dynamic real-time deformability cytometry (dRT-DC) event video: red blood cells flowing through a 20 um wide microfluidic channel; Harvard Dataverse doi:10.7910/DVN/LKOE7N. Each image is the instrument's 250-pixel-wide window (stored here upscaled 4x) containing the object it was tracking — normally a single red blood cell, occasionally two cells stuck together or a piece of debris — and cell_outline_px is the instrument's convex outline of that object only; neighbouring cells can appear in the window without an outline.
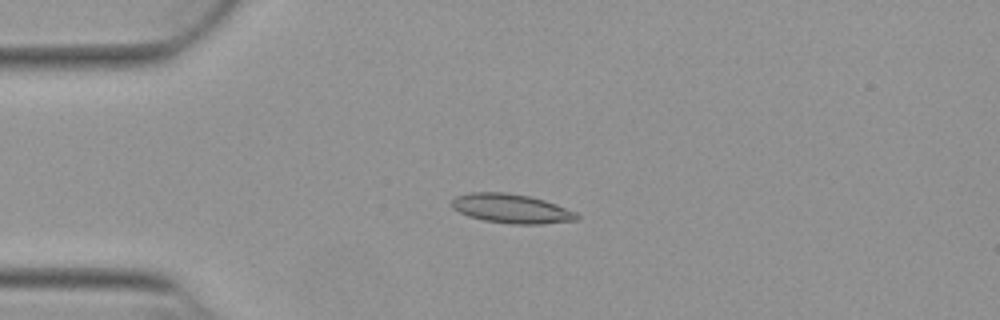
{"species": "Egyptian fruit bat (a non-hibernating species)", "species_latin": "Rousettus aegyptiacus", "temperature_condition": "warm", "stored_images_in_passage": 53, "camera_frame_rate_fps": 3000, "um_per_image_px": 0.085, "animal": {"sex": "female"}, "frame": {"image": 1, "passage_image": 13, "time_ms": 4.0, "image_size_px": [1000, 320], "cell_outline_px": [[580, 216], [576, 220], [540, 224], [508, 224], [484, 220], [468, 216], [452, 208], [452, 200], [456, 196], [468, 192], [508, 192], [532, 196], [556, 204], [576, 212]], "centroid_in_image_um": [43.46, 17.72], "position_along_channel_um": 41.5, "area_um2": 21.44}}
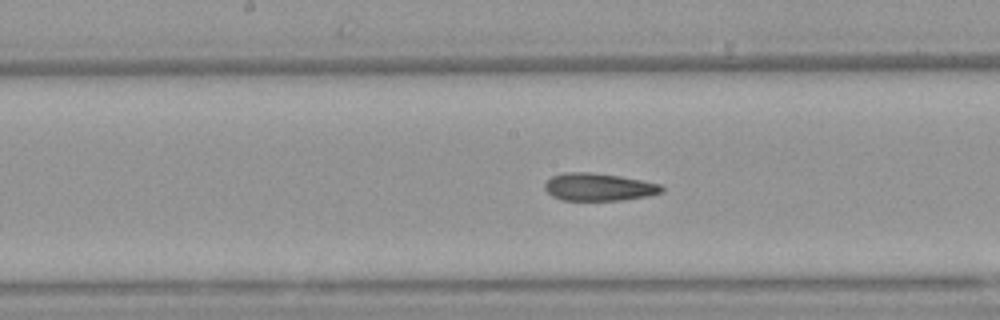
{"frame": {"image": 2, "passage_image": 27, "time_ms": 8.667, "image_size_px": [1000, 320], "cell_outline_px": [[664, 192], [648, 196], [624, 200], [564, 200], [552, 196], [544, 188], [544, 184], [552, 176], [564, 172], [592, 172], [620, 176], [660, 184], [664, 188]], "centroid_in_image_um": [50.9, 15.89], "position_along_channel_um": 197.3, "area_um2": 18.84}}
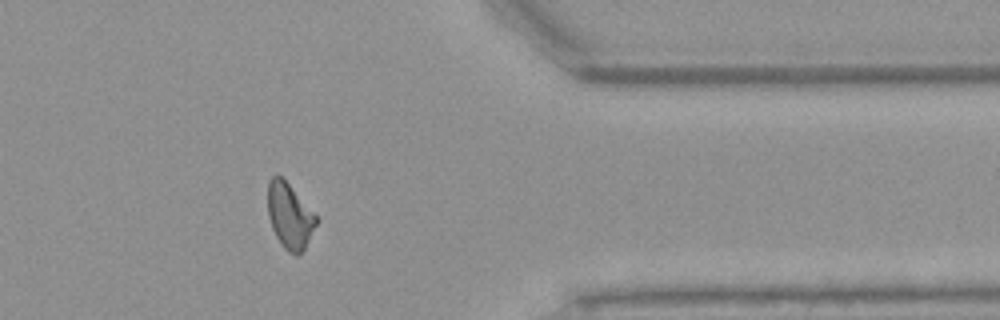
{"frame": {"image": 3, "passage_image": 43, "time_ms": 14.0, "image_size_px": [1000, 320], "cell_outline_px": [[316, 224], [304, 248], [296, 256], [288, 252], [280, 244], [272, 228], [268, 216], [268, 180], [276, 172], [288, 184], [316, 216]], "centroid_in_image_um": [24.57, 18.35], "position_along_channel_um": 386.8, "area_um2": 18.03}, "authors_computed_cell_mechanics": {"area_um2": 19.4208, "velocity_mm_per_s": 3.879, "shape_relaxation_time_tau1_ms": null, "shape_relaxation_time_tau2_ms": 3.8872, "deformation_change_tau1": null, "deformation_change_tau2": 0.1158}}